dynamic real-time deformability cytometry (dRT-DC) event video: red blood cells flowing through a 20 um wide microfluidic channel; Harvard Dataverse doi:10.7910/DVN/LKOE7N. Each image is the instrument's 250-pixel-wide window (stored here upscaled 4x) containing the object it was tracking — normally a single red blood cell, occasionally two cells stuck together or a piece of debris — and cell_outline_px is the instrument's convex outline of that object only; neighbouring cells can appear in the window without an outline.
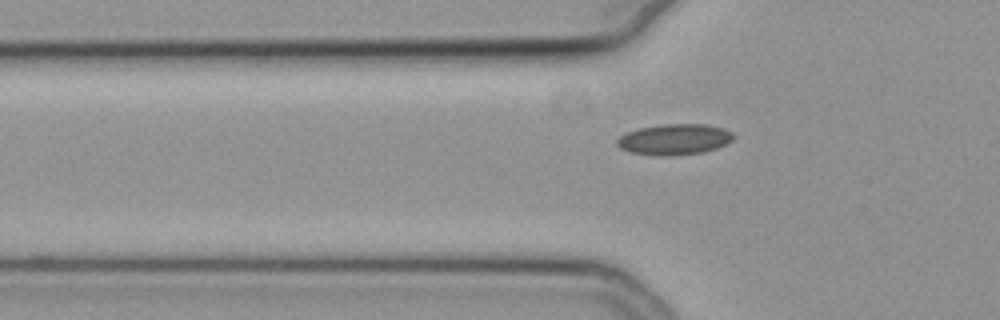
{"species": "common noctule bat (a hibernating species)", "species_latin": "Nyctalus noctula", "temperature_condition": "cold", "stored_images_in_passage": 34, "camera_frame_rate_fps": 3000, "um_per_image_px": 0.085, "animal": {"sex": "female", "body_mass_g": 19.3, "forearm_length_mm": 54.1}, "frame": {"image": 1, "passage_image": 2, "time_ms": 0.333, "image_size_px": [1000, 320], "cell_outline_px": [[736, 136], [732, 140], [716, 148], [700, 152], [628, 152], [620, 148], [616, 144], [616, 140], [620, 136], [636, 128], [660, 124], [708, 124], [724, 128], [732, 132]], "centroid_in_image_um": [57.35, 11.76], "position_along_channel_um": 68.4, "area_um2": 19.88}}
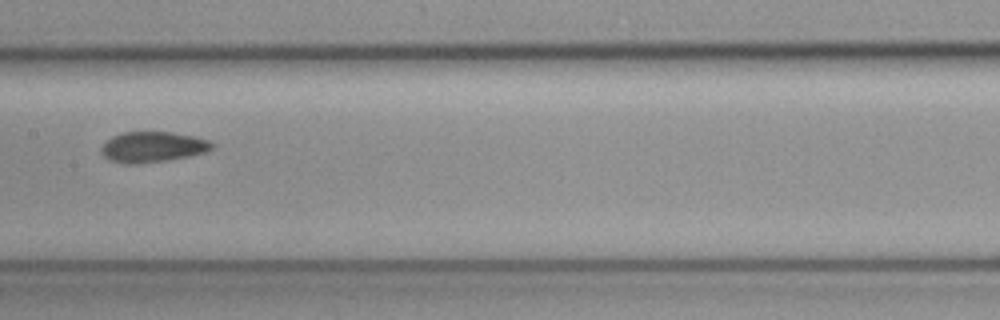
{"frame": {"image": 2, "passage_image": 12, "time_ms": 3.667, "image_size_px": [1000, 320], "cell_outline_px": [[212, 148], [204, 152], [188, 156], [164, 160], [136, 164], [128, 164], [108, 160], [100, 152], [100, 148], [112, 136], [120, 132], [172, 132], [196, 136], [208, 140], [212, 144]], "centroid_in_image_um": [12.93, 12.48], "position_along_channel_um": 194.5, "area_um2": 19.59}}
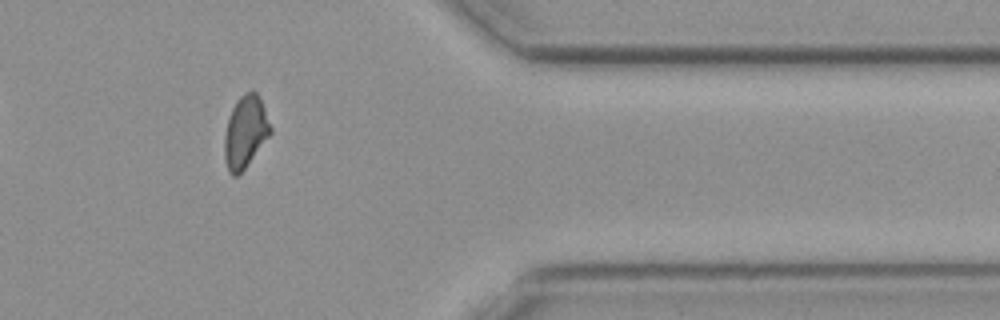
{"frame": {"image": 3, "passage_image": 29, "time_ms": 9.333, "image_size_px": [1000, 320], "cell_outline_px": [[272, 132], [244, 168], [236, 176], [232, 176], [228, 172], [224, 160], [224, 136], [228, 120], [232, 108], [236, 100], [244, 92], [252, 88], [260, 96], [272, 128]], "centroid_in_image_um": [20.85, 11.17], "position_along_channel_um": 390.6, "area_um2": 19.42}}